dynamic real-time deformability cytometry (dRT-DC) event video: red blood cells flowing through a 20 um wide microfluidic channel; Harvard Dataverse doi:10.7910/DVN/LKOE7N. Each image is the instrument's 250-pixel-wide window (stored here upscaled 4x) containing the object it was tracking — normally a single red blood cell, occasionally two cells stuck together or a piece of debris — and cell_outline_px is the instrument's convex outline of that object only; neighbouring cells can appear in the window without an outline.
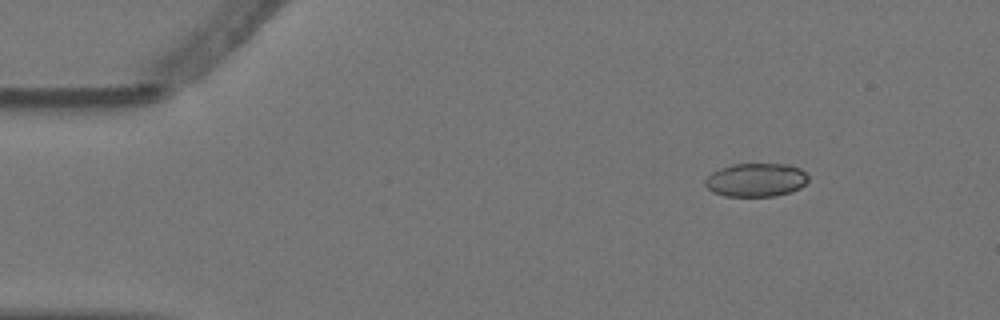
{"species": "Egyptian fruit bat (a non-hibernating species)", "species_latin": "Rousettus aegyptiacus", "temperature_condition": "warm", "stored_images_in_passage": 8, "camera_frame_rate_fps": 3000, "um_per_image_px": 0.085, "animal": {"sex": "female"}, "frame": {"image": 1, "passage_image": 1, "time_ms": 0.0, "image_size_px": [1000, 320], "cell_outline_px": [[808, 180], [800, 188], [792, 192], [776, 196], [724, 196], [712, 192], [704, 184], [704, 180], [712, 172], [720, 168], [732, 164], [788, 164], [800, 168], [808, 176]], "centroid_in_image_um": [64.25, 15.3], "position_along_channel_um": 20.7, "area_um2": 20.29}}
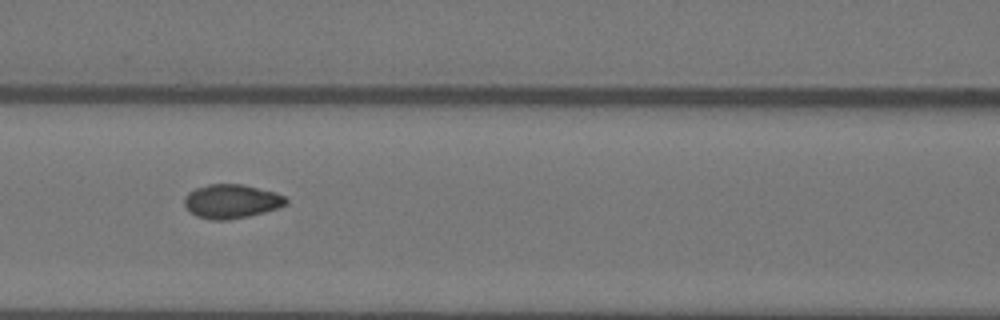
{"frame": {"image": 2, "passage_image": 5, "time_ms": 1.333, "image_size_px": [1000, 320], "cell_outline_px": [[288, 204], [264, 212], [248, 216], [224, 220], [212, 220], [196, 216], [184, 204], [184, 196], [188, 192], [196, 188], [208, 184], [240, 184], [276, 192], [284, 196], [288, 200]], "centroid_in_image_um": [19.67, 17.1], "position_along_channel_um": 146.9, "area_um2": 20.0}}
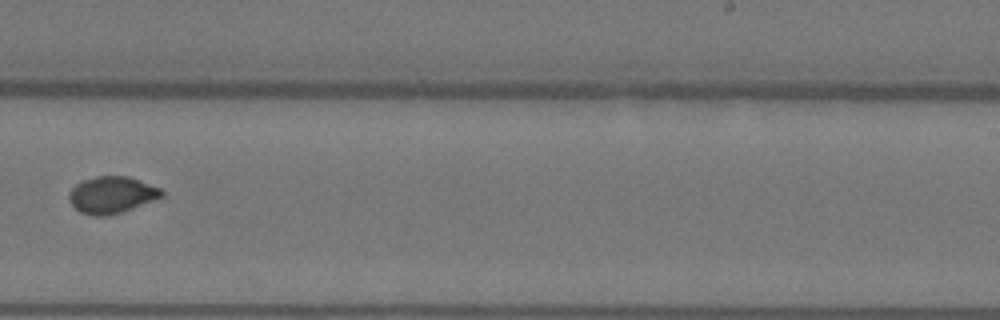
{"frame": {"image": 3, "passage_image": 8, "time_ms": 2.333, "image_size_px": [1000, 320], "cell_outline_px": [[164, 196], [132, 208], [108, 216], [96, 216], [80, 212], [68, 200], [68, 192], [80, 180], [96, 176], [128, 176], [160, 188], [164, 192]], "centroid_in_image_um": [9.46, 16.55], "position_along_channel_um": 279.5, "area_um2": 19.83}}